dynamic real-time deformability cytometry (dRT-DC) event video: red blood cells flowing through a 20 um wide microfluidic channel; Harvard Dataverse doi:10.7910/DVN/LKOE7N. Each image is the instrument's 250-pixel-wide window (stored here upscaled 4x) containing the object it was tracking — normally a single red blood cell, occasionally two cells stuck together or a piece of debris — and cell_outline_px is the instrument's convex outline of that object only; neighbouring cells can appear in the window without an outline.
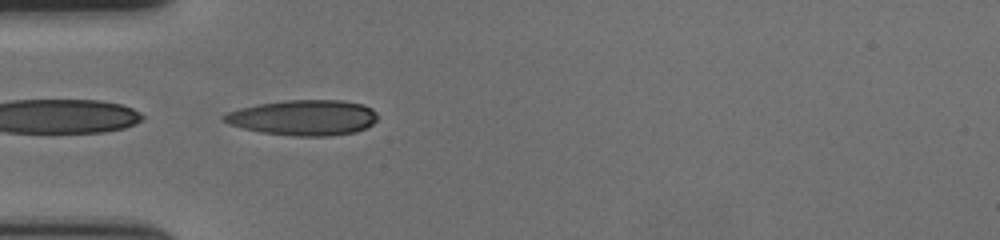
{"species": "human", "species_latin": "Homo sapiens", "temperature_condition": "cold", "stored_images_in_passage": 41, "camera_frame_rate_fps": 3000, "um_per_image_px": 0.085, "donor": {"sex": "female"}, "frame": {"image": 1, "passage_image": 1, "time_ms": 0.0, "image_size_px": [1000, 240], "cell_outline_px": [[376, 120], [372, 124], [356, 132], [332, 136], [292, 136], [260, 132], [228, 124], [220, 120], [220, 116], [228, 112], [240, 108], [260, 104], [284, 100], [344, 100], [364, 104], [372, 108], [376, 112]], "centroid_in_image_um": [25.79, 10.0], "position_along_channel_um": 59.2, "area_um2": 31.96}}
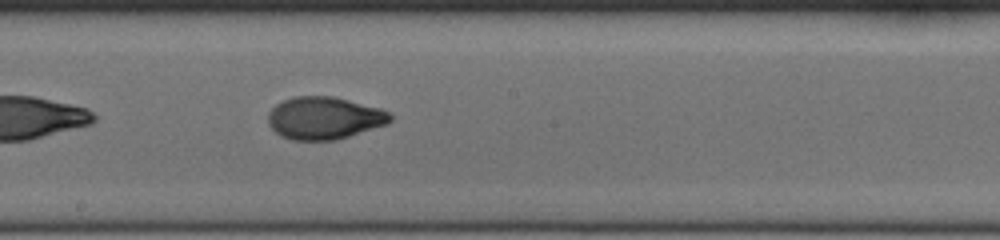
{"frame": {"image": 2, "passage_image": 15, "time_ms": 4.667, "image_size_px": [1000, 240], "cell_outline_px": [[392, 120], [388, 124], [336, 140], [292, 140], [280, 136], [268, 124], [268, 112], [276, 104], [284, 100], [296, 96], [332, 96], [380, 108], [388, 112], [392, 116]], "centroid_in_image_um": [27.55, 10.04], "position_along_channel_um": 220.6, "area_um2": 30.23}}
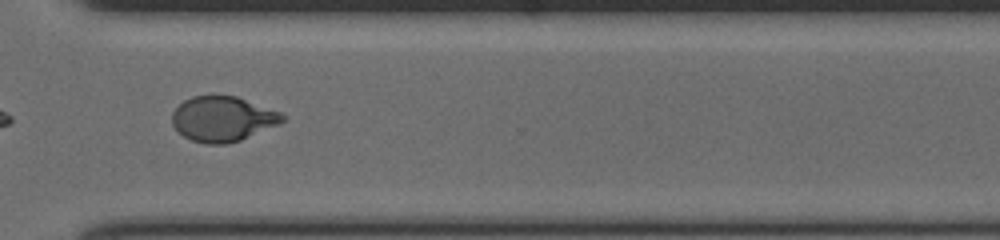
{"frame": {"image": 3, "passage_image": 26, "time_ms": 8.333, "image_size_px": [1000, 240], "cell_outline_px": [[284, 120], [276, 124], [240, 140], [224, 144], [204, 144], [192, 140], [184, 136], [172, 124], [172, 112], [184, 100], [192, 96], [236, 96], [280, 112], [284, 116]], "centroid_in_image_um": [18.88, 10.1], "position_along_channel_um": 351.7, "area_um2": 28.44}, "authors_computed_cell_mechanics": {"area_um2": 29.9404, "velocity_mm_per_s": 3.5617, "shape_relaxation_time_tau1_ms": 5.9406, "shape_relaxation_time_tau2_ms": 1.3131, "deformation_change_tau1": 0.2325, "deformation_change_tau2": 0.0521}}